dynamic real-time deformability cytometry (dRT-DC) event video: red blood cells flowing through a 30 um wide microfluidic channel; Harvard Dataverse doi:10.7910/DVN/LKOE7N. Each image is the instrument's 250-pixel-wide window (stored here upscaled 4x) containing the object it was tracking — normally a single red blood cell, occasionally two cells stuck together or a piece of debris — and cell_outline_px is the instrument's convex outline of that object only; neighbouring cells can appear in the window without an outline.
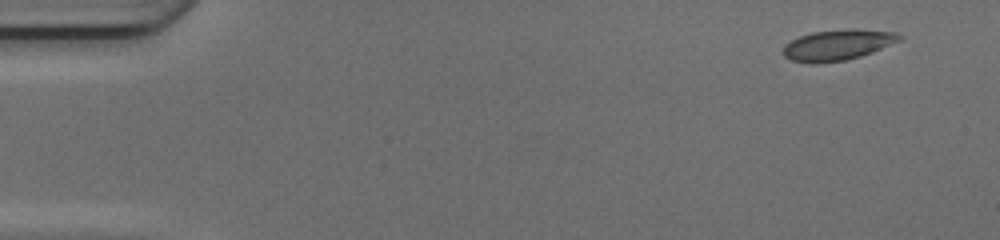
{"species": "common noctule bat (a hibernating species)", "species_latin": "Nyctalus noctula", "temperature_condition": "cold", "stored_images_in_passage": 47, "camera_frame_rate_fps": 3000, "um_per_image_px": 0.085, "animal": {"sex": "female", "body_mass_g": 17.0, "forearm_length_mm": 48.0}, "frame": {"image": 1, "passage_image": 1, "time_ms": 0.0, "image_size_px": [1000, 240], "cell_outline_px": [[904, 36], [900, 40], [872, 52], [860, 56], [844, 60], [816, 64], [812, 64], [792, 60], [784, 56], [780, 52], [792, 40], [800, 36], [812, 32], [896, 32]], "centroid_in_image_um": [71.12, 3.89], "position_along_channel_um": 13.9, "area_um2": 19.54}}
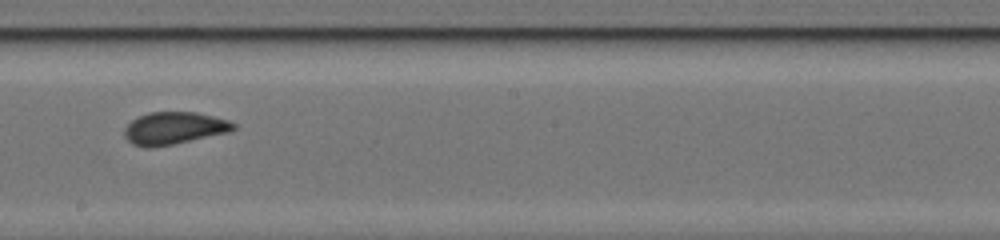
{"frame": {"image": 2, "passage_image": 26, "time_ms": 8.333, "image_size_px": [1000, 240], "cell_outline_px": [[236, 128], [228, 132], [172, 144], [152, 148], [144, 148], [132, 144], [124, 136], [124, 128], [132, 120], [148, 112], [196, 112], [228, 120], [236, 124]], "centroid_in_image_um": [14.76, 10.9], "position_along_channel_um": 233.4, "area_um2": 20.46}}
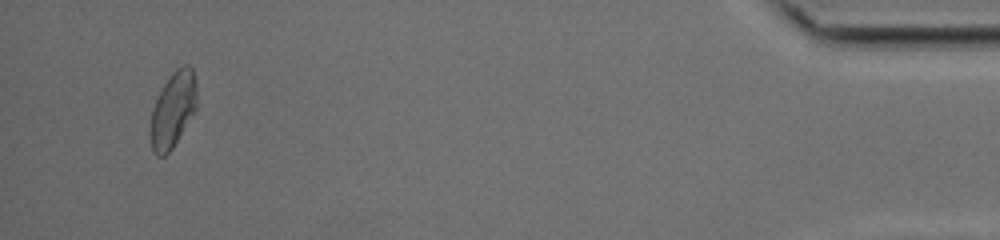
{"frame": {"image": 3, "passage_image": 45, "time_ms": 14.667, "image_size_px": [1000, 240], "cell_outline_px": [[196, 108], [172, 148], [164, 156], [156, 156], [152, 148], [152, 108], [164, 84], [172, 72], [176, 68], [184, 64], [188, 64], [192, 68], [196, 84]], "centroid_in_image_um": [14.72, 9.27], "position_along_channel_um": 420.5, "area_um2": 19.77}, "authors_computed_cell_mechanics": {"area_um2": 20.4034, "velocity_mm_per_s": 4.187, "shape_relaxation_time_tau1_ms": 5.715, "shape_relaxation_time_tau2_ms": null, "deformation_change_tau1": 0.1468, "deformation_change_tau2": null}}